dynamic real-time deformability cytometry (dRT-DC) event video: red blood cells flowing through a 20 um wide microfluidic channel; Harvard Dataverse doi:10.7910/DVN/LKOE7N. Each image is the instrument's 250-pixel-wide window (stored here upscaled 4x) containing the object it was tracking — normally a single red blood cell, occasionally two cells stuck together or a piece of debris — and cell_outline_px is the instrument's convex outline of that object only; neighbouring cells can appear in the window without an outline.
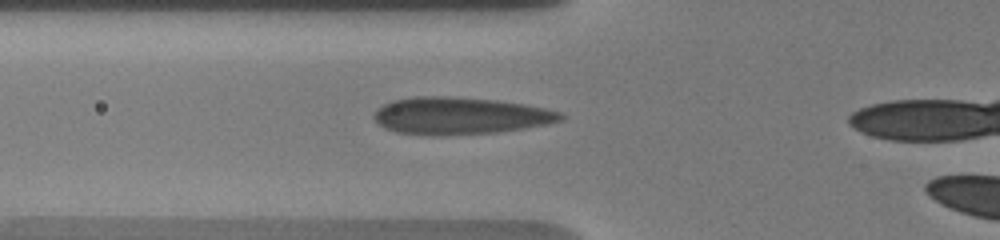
{"species": "human", "species_latin": "Homo sapiens", "temperature_condition": "warm", "stored_images_in_passage": 6, "camera_frame_rate_fps": 3000, "um_per_image_px": 0.085, "donor": {"sex": "male"}, "frame": {"image": 1, "passage_image": 4, "time_ms": 0.667, "image_size_px": [1000, 240], "cell_outline_px": [[564, 116], [560, 120], [548, 124], [524, 128], [496, 132], [440, 136], [432, 136], [396, 132], [384, 128], [372, 116], [376, 108], [392, 100], [412, 96], [448, 96], [496, 100], [524, 104], [544, 108], [560, 112]], "centroid_in_image_um": [39.04, 9.84], "position_along_channel_um": 86.8, "area_um2": 40.58}}